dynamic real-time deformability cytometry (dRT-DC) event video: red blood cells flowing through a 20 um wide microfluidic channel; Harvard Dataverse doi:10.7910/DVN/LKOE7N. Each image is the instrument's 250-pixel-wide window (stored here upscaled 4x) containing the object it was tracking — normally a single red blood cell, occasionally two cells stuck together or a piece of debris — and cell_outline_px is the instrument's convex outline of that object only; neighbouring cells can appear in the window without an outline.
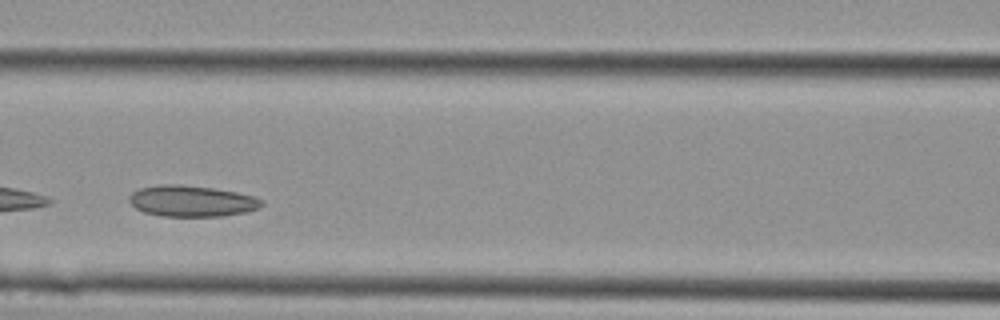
{"species": "Egyptian fruit bat (a non-hibernating species)", "species_latin": "Rousettus aegyptiacus", "temperature_condition": "cold", "stored_images_in_passage": 22, "camera_frame_rate_fps": 3000, "um_per_image_px": 0.085, "animal": {"sex": "female"}, "frame": {"image": 1, "passage_image": 7, "time_ms": 2.0, "image_size_px": [1000, 320], "cell_outline_px": [[264, 204], [260, 208], [248, 212], [224, 216], [164, 216], [144, 212], [136, 208], [128, 200], [128, 196], [132, 192], [140, 188], [160, 184], [176, 184], [212, 188], [236, 192], [252, 196], [264, 200]], "centroid_in_image_um": [16.32, 17.09], "position_along_channel_um": 150.3, "area_um2": 24.1}}